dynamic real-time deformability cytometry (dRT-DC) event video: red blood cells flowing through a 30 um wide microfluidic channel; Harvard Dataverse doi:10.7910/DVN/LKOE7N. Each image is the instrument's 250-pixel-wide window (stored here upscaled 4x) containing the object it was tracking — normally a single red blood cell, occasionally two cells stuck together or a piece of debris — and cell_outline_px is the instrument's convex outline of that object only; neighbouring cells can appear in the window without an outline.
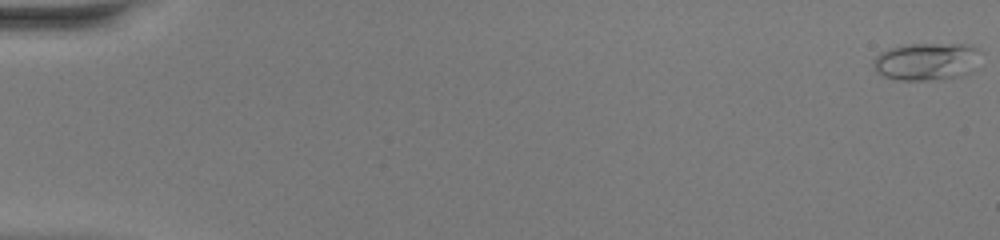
{"species": "common noctule bat (a hibernating species)", "species_latin": "Nyctalus noctula", "temperature_condition": "warm", "stored_images_in_passage": 50, "camera_frame_rate_fps": 3000, "um_per_image_px": 0.085, "animal": {"sex": "female", "body_mass_g": 20.0, "forearm_length_mm": 54.0}, "frame": {"image": 1, "passage_image": 1, "time_ms": 0.0, "image_size_px": [1000, 240], "cell_outline_px": [[984, 52], [972, 72], [964, 76], [944, 80], [896, 80], [884, 76], [876, 72], [872, 64], [872, 60], [880, 52], [888, 48], [900, 44], [972, 44], [980, 48]], "centroid_in_image_um": [78.82, 5.22], "position_along_channel_um": 6.2, "area_um2": 24.57}}
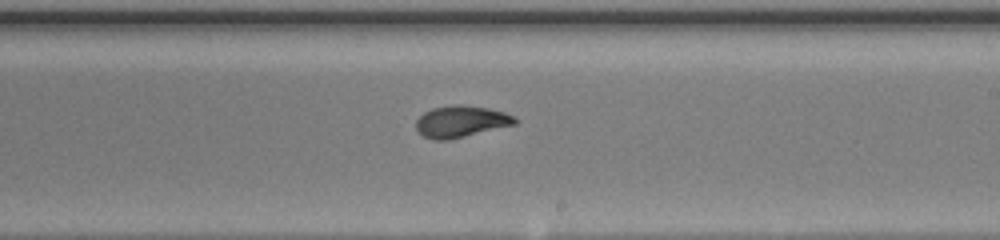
{"frame": {"image": 2, "passage_image": 31, "time_ms": 10.0, "image_size_px": [1000, 240], "cell_outline_px": [[520, 120], [516, 124], [448, 140], [432, 140], [424, 136], [416, 128], [416, 120], [424, 112], [432, 108], [456, 104], [460, 104], [488, 108], [504, 112]], "centroid_in_image_um": [39.18, 10.32], "position_along_channel_um": 249.8, "area_um2": 18.15}}
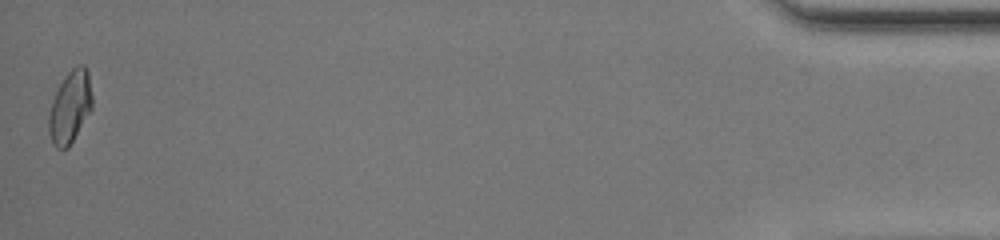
{"frame": {"image": 3, "passage_image": 50, "time_ms": 16.333, "image_size_px": [1000, 240], "cell_outline_px": [[92, 108], [68, 148], [56, 148], [52, 144], [48, 132], [48, 116], [52, 100], [64, 76], [76, 64], [84, 64], [88, 68], [92, 96]], "centroid_in_image_um": [5.95, 9.06], "position_along_channel_um": 429.2, "area_um2": 18.44}, "authors_computed_cell_mechanics": {"area_um2": 18.2937, "velocity_mm_per_s": 4.228, "shape_relaxation_time_tau1_ms": 3.7891, "shape_relaxation_time_tau2_ms": 0.6968, "deformation_change_tau1": 0.1975, "deformation_change_tau2": 0.0505}}